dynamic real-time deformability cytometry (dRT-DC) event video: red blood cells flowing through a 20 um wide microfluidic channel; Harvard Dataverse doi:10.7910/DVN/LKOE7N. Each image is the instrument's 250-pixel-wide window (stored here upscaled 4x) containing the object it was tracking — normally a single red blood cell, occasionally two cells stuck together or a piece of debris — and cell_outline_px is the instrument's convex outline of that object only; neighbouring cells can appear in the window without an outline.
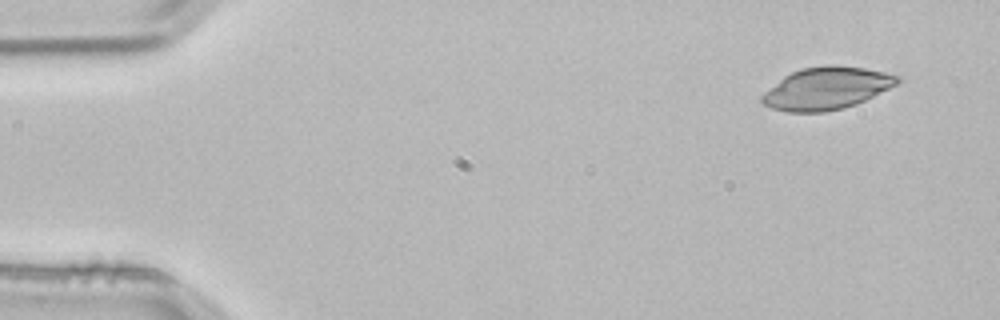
{"species": "common noctule bat (a hibernating species)", "species_latin": "Nyctalus noctula", "temperature_condition": "room temperature", "stored_images_in_passage": 3, "camera_frame_rate_fps": 3000, "um_per_image_px": 0.085, "animal": {"sex": "male", "body_mass_g": 21.5, "forearm_length_mm": 52.0}, "frame": {"image": 1, "passage_image": 1, "time_ms": 0.0, "image_size_px": [1000, 320], "cell_outline_px": [[900, 80], [896, 84], [856, 104], [844, 108], [824, 112], [788, 112], [772, 108], [764, 104], [760, 100], [760, 96], [764, 92], [784, 76], [800, 68], [828, 64], [864, 68], [884, 72], [900, 76]], "centroid_in_image_um": [70.22, 7.5], "position_along_channel_um": 14.8, "area_um2": 33.18}}